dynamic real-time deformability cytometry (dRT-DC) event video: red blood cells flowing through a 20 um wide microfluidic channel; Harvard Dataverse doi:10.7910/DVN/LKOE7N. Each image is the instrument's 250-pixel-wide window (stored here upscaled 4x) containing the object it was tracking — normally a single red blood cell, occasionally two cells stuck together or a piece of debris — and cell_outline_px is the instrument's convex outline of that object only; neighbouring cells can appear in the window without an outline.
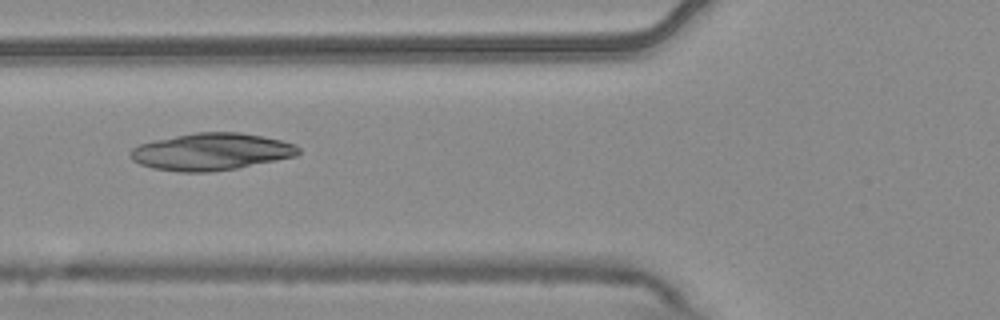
{"species": "common noctule bat (a hibernating species)", "species_latin": "Nyctalus noctula", "temperature_condition": "warm", "stored_images_in_passage": 4, "camera_frame_rate_fps": 3000, "um_per_image_px": 0.085, "animal": {"sex": "male", "body_mass_g": 20.4}, "frame": {"image": 1, "passage_image": 2, "time_ms": 0.333, "image_size_px": [1000, 320], "cell_outline_px": [[300, 152], [296, 156], [236, 168], [208, 172], [180, 172], [152, 168], [140, 164], [132, 160], [128, 156], [128, 152], [132, 148], [140, 144], [156, 140], [196, 132], [240, 132], [280, 140], [296, 144], [300, 148]], "centroid_in_image_um": [17.93, 12.9], "position_along_channel_um": 107.9, "area_um2": 36.18}}
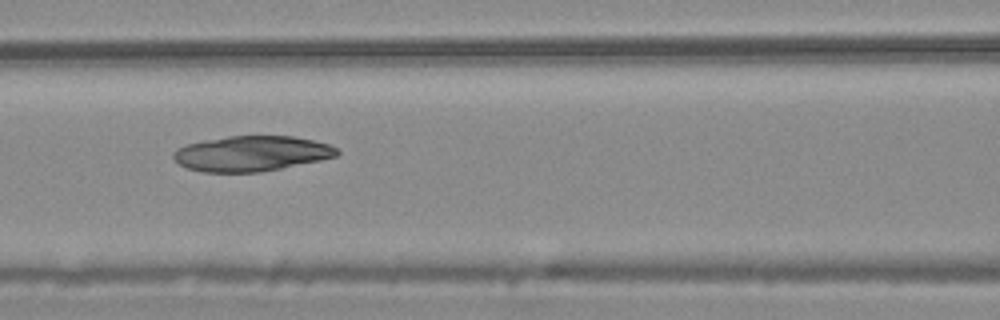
{"frame": {"image": 2, "passage_image": 3, "time_ms": 0.667, "image_size_px": [1000, 320], "cell_outline_px": [[340, 152], [336, 156], [320, 160], [260, 172], [204, 172], [188, 168], [180, 164], [172, 156], [172, 152], [176, 148], [188, 144], [204, 140], [228, 136], [292, 136], [312, 140], [328, 144], [336, 148]], "centroid_in_image_um": [21.35, 13.05], "position_along_channel_um": 145.2, "area_um2": 33.41}}
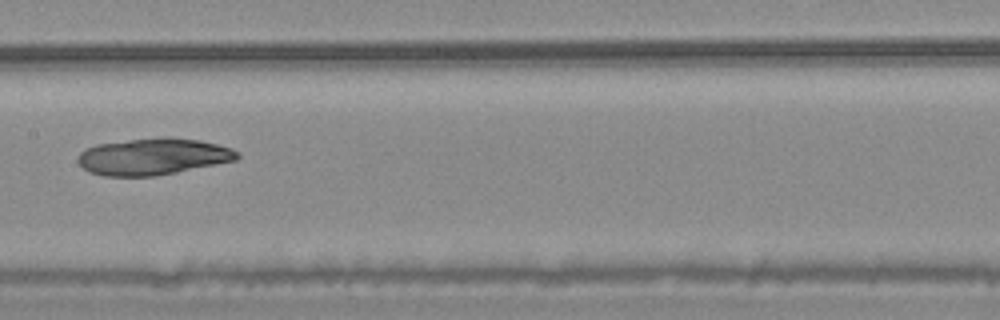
{"frame": {"image": 3, "passage_image": 4, "time_ms": 1.0, "image_size_px": [1000, 320], "cell_outline_px": [[240, 156], [236, 160], [176, 172], [152, 176], [104, 176], [88, 172], [76, 160], [80, 152], [84, 148], [96, 144], [164, 136], [168, 136], [200, 140], [232, 148], [240, 152]], "centroid_in_image_um": [13.0, 13.3], "position_along_channel_um": 194.4, "area_um2": 34.16}}